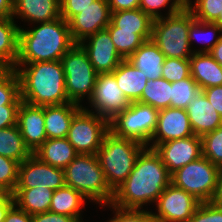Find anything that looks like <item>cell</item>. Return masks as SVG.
I'll list each match as a JSON object with an SVG mask.
<instances>
[{"label": "cell", "mask_w": 222, "mask_h": 222, "mask_svg": "<svg viewBox=\"0 0 222 222\" xmlns=\"http://www.w3.org/2000/svg\"><path fill=\"white\" fill-rule=\"evenodd\" d=\"M170 183L171 174L160 155L145 147L137 156L127 179L114 191L111 205L120 209H152Z\"/></svg>", "instance_id": "6da1fadb"}, {"label": "cell", "mask_w": 222, "mask_h": 222, "mask_svg": "<svg viewBox=\"0 0 222 222\" xmlns=\"http://www.w3.org/2000/svg\"><path fill=\"white\" fill-rule=\"evenodd\" d=\"M20 81V97L33 106L69 103L65 90V74L61 61L16 63Z\"/></svg>", "instance_id": "7a4b0ae2"}, {"label": "cell", "mask_w": 222, "mask_h": 222, "mask_svg": "<svg viewBox=\"0 0 222 222\" xmlns=\"http://www.w3.org/2000/svg\"><path fill=\"white\" fill-rule=\"evenodd\" d=\"M69 24L62 17L19 30L16 63L60 61L74 45Z\"/></svg>", "instance_id": "3957f363"}, {"label": "cell", "mask_w": 222, "mask_h": 222, "mask_svg": "<svg viewBox=\"0 0 222 222\" xmlns=\"http://www.w3.org/2000/svg\"><path fill=\"white\" fill-rule=\"evenodd\" d=\"M64 177L65 185L79 191L92 205H96V209L113 201L114 192L106 182L96 154H78L64 168Z\"/></svg>", "instance_id": "277c9868"}, {"label": "cell", "mask_w": 222, "mask_h": 222, "mask_svg": "<svg viewBox=\"0 0 222 222\" xmlns=\"http://www.w3.org/2000/svg\"><path fill=\"white\" fill-rule=\"evenodd\" d=\"M145 147L132 139L117 137L111 131L104 136L96 155L113 192L127 179L137 156Z\"/></svg>", "instance_id": "5b68a950"}, {"label": "cell", "mask_w": 222, "mask_h": 222, "mask_svg": "<svg viewBox=\"0 0 222 222\" xmlns=\"http://www.w3.org/2000/svg\"><path fill=\"white\" fill-rule=\"evenodd\" d=\"M194 20L187 6L177 13L154 19L151 40L166 58L189 59L193 52L188 34Z\"/></svg>", "instance_id": "8992f818"}, {"label": "cell", "mask_w": 222, "mask_h": 222, "mask_svg": "<svg viewBox=\"0 0 222 222\" xmlns=\"http://www.w3.org/2000/svg\"><path fill=\"white\" fill-rule=\"evenodd\" d=\"M60 61L64 69L68 99L83 107L93 93L98 73L80 44H74Z\"/></svg>", "instance_id": "52a82bcc"}, {"label": "cell", "mask_w": 222, "mask_h": 222, "mask_svg": "<svg viewBox=\"0 0 222 222\" xmlns=\"http://www.w3.org/2000/svg\"><path fill=\"white\" fill-rule=\"evenodd\" d=\"M158 112L150 105L131 102L109 121V129L117 137L132 139L147 147L157 125Z\"/></svg>", "instance_id": "ba28073f"}, {"label": "cell", "mask_w": 222, "mask_h": 222, "mask_svg": "<svg viewBox=\"0 0 222 222\" xmlns=\"http://www.w3.org/2000/svg\"><path fill=\"white\" fill-rule=\"evenodd\" d=\"M220 167L201 156L171 175V183L193 195L200 202L213 200Z\"/></svg>", "instance_id": "9c48e42d"}, {"label": "cell", "mask_w": 222, "mask_h": 222, "mask_svg": "<svg viewBox=\"0 0 222 222\" xmlns=\"http://www.w3.org/2000/svg\"><path fill=\"white\" fill-rule=\"evenodd\" d=\"M109 131L107 119L82 107L71 121L67 139L78 154H97Z\"/></svg>", "instance_id": "30bf717a"}, {"label": "cell", "mask_w": 222, "mask_h": 222, "mask_svg": "<svg viewBox=\"0 0 222 222\" xmlns=\"http://www.w3.org/2000/svg\"><path fill=\"white\" fill-rule=\"evenodd\" d=\"M129 105L130 102L117 85L114 74L108 72L98 73L93 93L83 108L110 121Z\"/></svg>", "instance_id": "8fae6325"}, {"label": "cell", "mask_w": 222, "mask_h": 222, "mask_svg": "<svg viewBox=\"0 0 222 222\" xmlns=\"http://www.w3.org/2000/svg\"><path fill=\"white\" fill-rule=\"evenodd\" d=\"M200 201L170 183L150 211L160 222H188Z\"/></svg>", "instance_id": "7c38bea8"}, {"label": "cell", "mask_w": 222, "mask_h": 222, "mask_svg": "<svg viewBox=\"0 0 222 222\" xmlns=\"http://www.w3.org/2000/svg\"><path fill=\"white\" fill-rule=\"evenodd\" d=\"M65 185L64 169L53 167L32 154L19 164L15 189L48 188L55 191Z\"/></svg>", "instance_id": "4fadbf2b"}, {"label": "cell", "mask_w": 222, "mask_h": 222, "mask_svg": "<svg viewBox=\"0 0 222 222\" xmlns=\"http://www.w3.org/2000/svg\"><path fill=\"white\" fill-rule=\"evenodd\" d=\"M110 19L108 1L95 0L68 22L72 40L75 44L81 43L99 30L106 29Z\"/></svg>", "instance_id": "5bb4252c"}, {"label": "cell", "mask_w": 222, "mask_h": 222, "mask_svg": "<svg viewBox=\"0 0 222 222\" xmlns=\"http://www.w3.org/2000/svg\"><path fill=\"white\" fill-rule=\"evenodd\" d=\"M194 135L186 109L168 107L158 112L157 125L148 148Z\"/></svg>", "instance_id": "9a60e30c"}, {"label": "cell", "mask_w": 222, "mask_h": 222, "mask_svg": "<svg viewBox=\"0 0 222 222\" xmlns=\"http://www.w3.org/2000/svg\"><path fill=\"white\" fill-rule=\"evenodd\" d=\"M87 52L97 73L113 72L124 58L118 53L107 29H102L79 43Z\"/></svg>", "instance_id": "2e32d148"}, {"label": "cell", "mask_w": 222, "mask_h": 222, "mask_svg": "<svg viewBox=\"0 0 222 222\" xmlns=\"http://www.w3.org/2000/svg\"><path fill=\"white\" fill-rule=\"evenodd\" d=\"M172 175L178 169L199 159L202 156V139L192 135L163 142L154 149Z\"/></svg>", "instance_id": "e0dca14e"}, {"label": "cell", "mask_w": 222, "mask_h": 222, "mask_svg": "<svg viewBox=\"0 0 222 222\" xmlns=\"http://www.w3.org/2000/svg\"><path fill=\"white\" fill-rule=\"evenodd\" d=\"M21 102L20 81L15 69H0V129L17 124Z\"/></svg>", "instance_id": "ac0fdd59"}, {"label": "cell", "mask_w": 222, "mask_h": 222, "mask_svg": "<svg viewBox=\"0 0 222 222\" xmlns=\"http://www.w3.org/2000/svg\"><path fill=\"white\" fill-rule=\"evenodd\" d=\"M17 125L25 145L32 153L47 140L44 106H33L22 101L18 109Z\"/></svg>", "instance_id": "d6986e66"}, {"label": "cell", "mask_w": 222, "mask_h": 222, "mask_svg": "<svg viewBox=\"0 0 222 222\" xmlns=\"http://www.w3.org/2000/svg\"><path fill=\"white\" fill-rule=\"evenodd\" d=\"M59 17L60 0H13L12 18L17 24L23 22V25H18L19 28L52 21Z\"/></svg>", "instance_id": "ffe728a7"}, {"label": "cell", "mask_w": 222, "mask_h": 222, "mask_svg": "<svg viewBox=\"0 0 222 222\" xmlns=\"http://www.w3.org/2000/svg\"><path fill=\"white\" fill-rule=\"evenodd\" d=\"M194 135H203L222 126V116L215 110L205 94L200 91L186 108Z\"/></svg>", "instance_id": "44dd1931"}, {"label": "cell", "mask_w": 222, "mask_h": 222, "mask_svg": "<svg viewBox=\"0 0 222 222\" xmlns=\"http://www.w3.org/2000/svg\"><path fill=\"white\" fill-rule=\"evenodd\" d=\"M82 106L69 102L44 106V125L47 139L67 138L71 121Z\"/></svg>", "instance_id": "7402d4cb"}, {"label": "cell", "mask_w": 222, "mask_h": 222, "mask_svg": "<svg viewBox=\"0 0 222 222\" xmlns=\"http://www.w3.org/2000/svg\"><path fill=\"white\" fill-rule=\"evenodd\" d=\"M89 203L92 205L79 191L64 185L54 191L49 211L56 214L71 216L78 222H84L86 219H84L85 215L83 214H85V207L86 205L88 206Z\"/></svg>", "instance_id": "603a6c76"}, {"label": "cell", "mask_w": 222, "mask_h": 222, "mask_svg": "<svg viewBox=\"0 0 222 222\" xmlns=\"http://www.w3.org/2000/svg\"><path fill=\"white\" fill-rule=\"evenodd\" d=\"M191 77L200 89L222 85V66L209 53H195L189 58Z\"/></svg>", "instance_id": "cb8c5ba5"}, {"label": "cell", "mask_w": 222, "mask_h": 222, "mask_svg": "<svg viewBox=\"0 0 222 222\" xmlns=\"http://www.w3.org/2000/svg\"><path fill=\"white\" fill-rule=\"evenodd\" d=\"M112 73L129 102H138L148 80L144 72L137 69L129 60L124 59Z\"/></svg>", "instance_id": "d4e9b609"}, {"label": "cell", "mask_w": 222, "mask_h": 222, "mask_svg": "<svg viewBox=\"0 0 222 222\" xmlns=\"http://www.w3.org/2000/svg\"><path fill=\"white\" fill-rule=\"evenodd\" d=\"M165 59V55L151 39L145 41L127 58L137 69L144 72L148 80L162 77V66Z\"/></svg>", "instance_id": "484cf974"}, {"label": "cell", "mask_w": 222, "mask_h": 222, "mask_svg": "<svg viewBox=\"0 0 222 222\" xmlns=\"http://www.w3.org/2000/svg\"><path fill=\"white\" fill-rule=\"evenodd\" d=\"M19 26L13 18H0V69H14L19 53Z\"/></svg>", "instance_id": "4316f807"}, {"label": "cell", "mask_w": 222, "mask_h": 222, "mask_svg": "<svg viewBox=\"0 0 222 222\" xmlns=\"http://www.w3.org/2000/svg\"><path fill=\"white\" fill-rule=\"evenodd\" d=\"M33 154L41 161L62 169L78 155L67 138L47 139Z\"/></svg>", "instance_id": "83f0119b"}, {"label": "cell", "mask_w": 222, "mask_h": 222, "mask_svg": "<svg viewBox=\"0 0 222 222\" xmlns=\"http://www.w3.org/2000/svg\"><path fill=\"white\" fill-rule=\"evenodd\" d=\"M110 22L121 30L135 31L144 41L151 39L153 19L139 8L111 12Z\"/></svg>", "instance_id": "f1b7e54d"}, {"label": "cell", "mask_w": 222, "mask_h": 222, "mask_svg": "<svg viewBox=\"0 0 222 222\" xmlns=\"http://www.w3.org/2000/svg\"><path fill=\"white\" fill-rule=\"evenodd\" d=\"M54 191L48 188L15 189V204L30 215L48 212Z\"/></svg>", "instance_id": "f546056e"}, {"label": "cell", "mask_w": 222, "mask_h": 222, "mask_svg": "<svg viewBox=\"0 0 222 222\" xmlns=\"http://www.w3.org/2000/svg\"><path fill=\"white\" fill-rule=\"evenodd\" d=\"M221 36L222 29L215 23L201 22L195 19L190 25L188 34L189 43L193 54L209 53L221 39Z\"/></svg>", "instance_id": "4dcf8cb0"}, {"label": "cell", "mask_w": 222, "mask_h": 222, "mask_svg": "<svg viewBox=\"0 0 222 222\" xmlns=\"http://www.w3.org/2000/svg\"><path fill=\"white\" fill-rule=\"evenodd\" d=\"M32 154L25 145L17 124L0 129V155L13 159L20 164Z\"/></svg>", "instance_id": "1f68e13d"}, {"label": "cell", "mask_w": 222, "mask_h": 222, "mask_svg": "<svg viewBox=\"0 0 222 222\" xmlns=\"http://www.w3.org/2000/svg\"><path fill=\"white\" fill-rule=\"evenodd\" d=\"M171 82L164 78L147 80L138 102L147 104L158 110L170 107Z\"/></svg>", "instance_id": "d6a6232c"}, {"label": "cell", "mask_w": 222, "mask_h": 222, "mask_svg": "<svg viewBox=\"0 0 222 222\" xmlns=\"http://www.w3.org/2000/svg\"><path fill=\"white\" fill-rule=\"evenodd\" d=\"M106 29L109 31L115 48L124 59L132 55L145 42L135 31L121 30L111 22Z\"/></svg>", "instance_id": "836d02e7"}, {"label": "cell", "mask_w": 222, "mask_h": 222, "mask_svg": "<svg viewBox=\"0 0 222 222\" xmlns=\"http://www.w3.org/2000/svg\"><path fill=\"white\" fill-rule=\"evenodd\" d=\"M200 91L199 85L191 76L171 83L170 107L186 109Z\"/></svg>", "instance_id": "e575fe53"}, {"label": "cell", "mask_w": 222, "mask_h": 222, "mask_svg": "<svg viewBox=\"0 0 222 222\" xmlns=\"http://www.w3.org/2000/svg\"><path fill=\"white\" fill-rule=\"evenodd\" d=\"M184 6L186 0H140L139 9L154 20L177 13Z\"/></svg>", "instance_id": "d590c367"}, {"label": "cell", "mask_w": 222, "mask_h": 222, "mask_svg": "<svg viewBox=\"0 0 222 222\" xmlns=\"http://www.w3.org/2000/svg\"><path fill=\"white\" fill-rule=\"evenodd\" d=\"M111 212L112 217H109L104 222H160L153 213L149 210H135V209H120L111 204L101 206L98 209ZM103 222V221H102Z\"/></svg>", "instance_id": "8d00e7d4"}, {"label": "cell", "mask_w": 222, "mask_h": 222, "mask_svg": "<svg viewBox=\"0 0 222 222\" xmlns=\"http://www.w3.org/2000/svg\"><path fill=\"white\" fill-rule=\"evenodd\" d=\"M194 18L201 22H214L222 11V0H186Z\"/></svg>", "instance_id": "74e56055"}, {"label": "cell", "mask_w": 222, "mask_h": 222, "mask_svg": "<svg viewBox=\"0 0 222 222\" xmlns=\"http://www.w3.org/2000/svg\"><path fill=\"white\" fill-rule=\"evenodd\" d=\"M202 156L213 164L222 167V126L201 137Z\"/></svg>", "instance_id": "f35d334b"}, {"label": "cell", "mask_w": 222, "mask_h": 222, "mask_svg": "<svg viewBox=\"0 0 222 222\" xmlns=\"http://www.w3.org/2000/svg\"><path fill=\"white\" fill-rule=\"evenodd\" d=\"M191 76L190 60L166 58L162 66V78L173 83Z\"/></svg>", "instance_id": "ab89813d"}, {"label": "cell", "mask_w": 222, "mask_h": 222, "mask_svg": "<svg viewBox=\"0 0 222 222\" xmlns=\"http://www.w3.org/2000/svg\"><path fill=\"white\" fill-rule=\"evenodd\" d=\"M19 163L0 155V187L13 194L18 182Z\"/></svg>", "instance_id": "60d3db41"}, {"label": "cell", "mask_w": 222, "mask_h": 222, "mask_svg": "<svg viewBox=\"0 0 222 222\" xmlns=\"http://www.w3.org/2000/svg\"><path fill=\"white\" fill-rule=\"evenodd\" d=\"M188 222H222V208L212 201L200 202Z\"/></svg>", "instance_id": "b9f144b4"}, {"label": "cell", "mask_w": 222, "mask_h": 222, "mask_svg": "<svg viewBox=\"0 0 222 222\" xmlns=\"http://www.w3.org/2000/svg\"><path fill=\"white\" fill-rule=\"evenodd\" d=\"M95 0H60V17L69 22Z\"/></svg>", "instance_id": "7bdbcfd3"}, {"label": "cell", "mask_w": 222, "mask_h": 222, "mask_svg": "<svg viewBox=\"0 0 222 222\" xmlns=\"http://www.w3.org/2000/svg\"><path fill=\"white\" fill-rule=\"evenodd\" d=\"M215 110L222 116V85L201 90Z\"/></svg>", "instance_id": "ee69618b"}, {"label": "cell", "mask_w": 222, "mask_h": 222, "mask_svg": "<svg viewBox=\"0 0 222 222\" xmlns=\"http://www.w3.org/2000/svg\"><path fill=\"white\" fill-rule=\"evenodd\" d=\"M32 222H78L74 217L50 211L32 215Z\"/></svg>", "instance_id": "f6af8a7d"}, {"label": "cell", "mask_w": 222, "mask_h": 222, "mask_svg": "<svg viewBox=\"0 0 222 222\" xmlns=\"http://www.w3.org/2000/svg\"><path fill=\"white\" fill-rule=\"evenodd\" d=\"M3 222H32V215L14 204L6 214Z\"/></svg>", "instance_id": "bcb514c9"}, {"label": "cell", "mask_w": 222, "mask_h": 222, "mask_svg": "<svg viewBox=\"0 0 222 222\" xmlns=\"http://www.w3.org/2000/svg\"><path fill=\"white\" fill-rule=\"evenodd\" d=\"M111 12L139 8L140 0H107Z\"/></svg>", "instance_id": "7dc6e473"}, {"label": "cell", "mask_w": 222, "mask_h": 222, "mask_svg": "<svg viewBox=\"0 0 222 222\" xmlns=\"http://www.w3.org/2000/svg\"><path fill=\"white\" fill-rule=\"evenodd\" d=\"M14 204V196L11 193L5 192L0 197V222L4 221L6 214Z\"/></svg>", "instance_id": "c3c4849f"}, {"label": "cell", "mask_w": 222, "mask_h": 222, "mask_svg": "<svg viewBox=\"0 0 222 222\" xmlns=\"http://www.w3.org/2000/svg\"><path fill=\"white\" fill-rule=\"evenodd\" d=\"M13 0H0V18H12Z\"/></svg>", "instance_id": "681fc988"}, {"label": "cell", "mask_w": 222, "mask_h": 222, "mask_svg": "<svg viewBox=\"0 0 222 222\" xmlns=\"http://www.w3.org/2000/svg\"><path fill=\"white\" fill-rule=\"evenodd\" d=\"M212 202L222 208V167H220L218 175L217 190Z\"/></svg>", "instance_id": "f907efd6"}, {"label": "cell", "mask_w": 222, "mask_h": 222, "mask_svg": "<svg viewBox=\"0 0 222 222\" xmlns=\"http://www.w3.org/2000/svg\"><path fill=\"white\" fill-rule=\"evenodd\" d=\"M209 54L222 66V36Z\"/></svg>", "instance_id": "816d5d0a"}, {"label": "cell", "mask_w": 222, "mask_h": 222, "mask_svg": "<svg viewBox=\"0 0 222 222\" xmlns=\"http://www.w3.org/2000/svg\"><path fill=\"white\" fill-rule=\"evenodd\" d=\"M222 29V11L220 12L218 18L213 22Z\"/></svg>", "instance_id": "f5cc1de1"}, {"label": "cell", "mask_w": 222, "mask_h": 222, "mask_svg": "<svg viewBox=\"0 0 222 222\" xmlns=\"http://www.w3.org/2000/svg\"><path fill=\"white\" fill-rule=\"evenodd\" d=\"M5 193V191L0 187V197Z\"/></svg>", "instance_id": "db71d44e"}]
</instances>
